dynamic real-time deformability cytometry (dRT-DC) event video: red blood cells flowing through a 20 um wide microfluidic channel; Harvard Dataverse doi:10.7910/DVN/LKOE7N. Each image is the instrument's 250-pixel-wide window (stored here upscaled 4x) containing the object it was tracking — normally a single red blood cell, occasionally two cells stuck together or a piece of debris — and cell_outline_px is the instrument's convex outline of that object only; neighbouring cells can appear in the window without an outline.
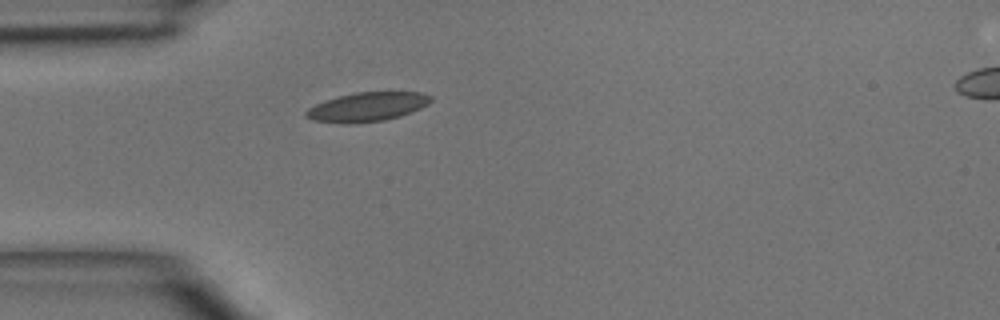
{"species": "common noctule bat (a hibernating species)", "species_latin": "Nyctalus noctula", "temperature_condition": "room temperature", "stored_images_in_passage": 4, "camera_frame_rate_fps": 3000, "um_per_image_px": 0.085, "animal": {"sex": "male", "body_mass_g": 15.6}, "frame": {"image": 1, "passage_image": 4, "time_ms": 3.333, "image_size_px": [1000, 320], "cell_outline_px": [[432, 100], [428, 104], [412, 112], [400, 116], [384, 120], [348, 124], [344, 124], [312, 120], [304, 116], [304, 112], [308, 108], [316, 104], [340, 96], [356, 92], [420, 92], [432, 96]], "centroid_in_image_um": [31.21, 9.09], "position_along_channel_um": 53.8, "area_um2": 21.1}}